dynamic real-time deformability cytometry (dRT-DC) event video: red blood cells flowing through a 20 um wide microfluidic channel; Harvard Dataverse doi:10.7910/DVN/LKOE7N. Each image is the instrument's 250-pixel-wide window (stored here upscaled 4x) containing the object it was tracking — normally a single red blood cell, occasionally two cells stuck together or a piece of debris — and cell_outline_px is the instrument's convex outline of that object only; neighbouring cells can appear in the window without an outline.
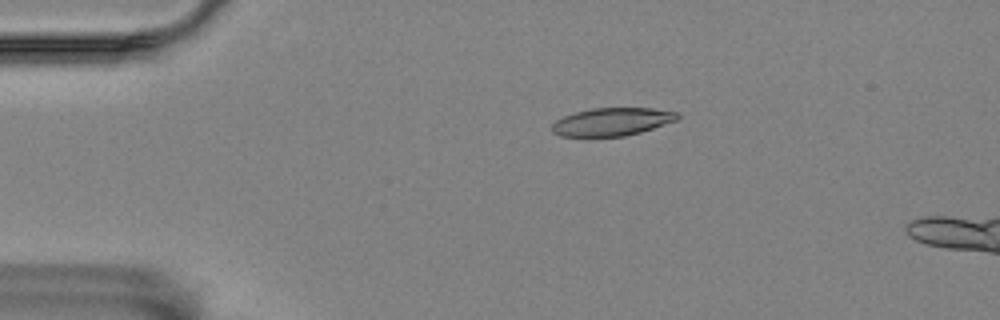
{"species": "Egyptian fruit bat (a non-hibernating species)", "species_latin": "Rousettus aegyptiacus", "temperature_condition": "room temperature", "stored_images_in_passage": 3, "camera_frame_rate_fps": 3000, "um_per_image_px": 0.085, "animal": {"sex": "female"}, "frame": {"image": 1, "passage_image": 1, "time_ms": 0.0, "image_size_px": [1000, 320], "cell_outline_px": [[680, 116], [676, 120], [640, 132], [624, 136], [560, 136], [552, 132], [552, 124], [556, 120], [564, 116], [576, 112], [592, 108], [652, 108], [676, 112]], "centroid_in_image_um": [51.99, 10.34], "position_along_channel_um": 33.0, "area_um2": 20.17}}